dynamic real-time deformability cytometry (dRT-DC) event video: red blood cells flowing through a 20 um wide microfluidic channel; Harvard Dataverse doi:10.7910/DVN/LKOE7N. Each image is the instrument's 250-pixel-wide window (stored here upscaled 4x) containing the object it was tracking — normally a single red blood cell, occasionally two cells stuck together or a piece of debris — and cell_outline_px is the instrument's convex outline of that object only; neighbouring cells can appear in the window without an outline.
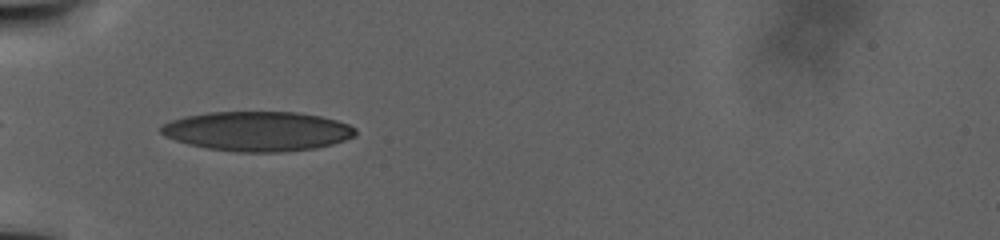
{"species": "human", "species_latin": "Homo sapiens", "temperature_condition": "warm", "stored_images_in_passage": 37, "camera_frame_rate_fps": 3000, "um_per_image_px": 0.085, "donor": {"sex": "male"}, "frame": {"image": 1, "passage_image": 1, "time_ms": 0.0, "image_size_px": [1000, 240], "cell_outline_px": [[356, 136], [332, 144], [316, 148], [280, 152], [236, 152], [208, 148], [188, 144], [164, 136], [160, 132], [160, 128], [164, 124], [172, 120], [184, 116], [208, 112], [296, 112], [320, 116], [336, 120], [348, 124], [356, 128]], "centroid_in_image_um": [21.89, 11.15], "position_along_channel_um": 63.1, "area_um2": 44.91}}
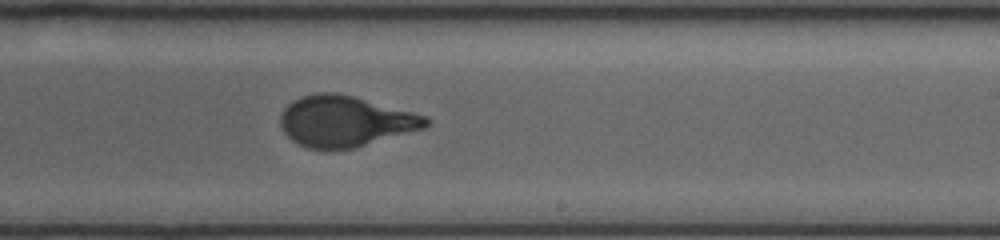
{"frame": {"image": 2, "passage_image": 19, "time_ms": 11.333, "image_size_px": [1000, 240], "cell_outline_px": [[432, 120], [424, 128], [352, 148], [308, 148], [292, 140], [280, 128], [280, 112], [288, 104], [300, 96], [316, 92], [336, 92], [352, 96], [428, 116]], "centroid_in_image_um": [29.31, 10.28], "position_along_channel_um": 259.7, "area_um2": 42.71}}
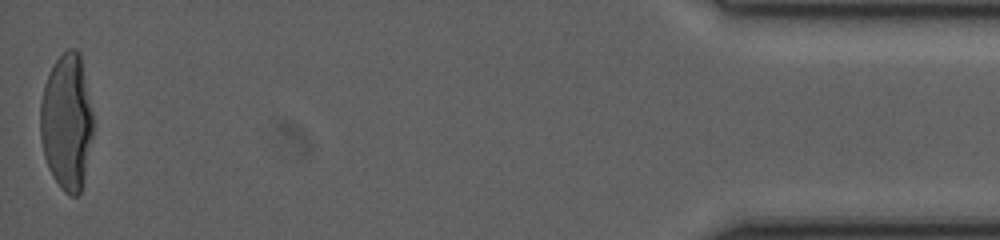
{"frame": {"image": 3, "passage_image": 37, "time_ms": 25.0, "image_size_px": [1000, 240], "cell_outline_px": [[92, 136], [84, 176], [80, 192], [76, 196], [68, 196], [60, 188], [52, 176], [48, 168], [44, 156], [40, 136], [40, 100], [44, 84], [56, 60], [68, 48], [76, 48], [80, 52], [92, 112]], "centroid_in_image_um": [5.65, 10.37], "position_along_channel_um": 429.5, "area_um2": 41.85}}